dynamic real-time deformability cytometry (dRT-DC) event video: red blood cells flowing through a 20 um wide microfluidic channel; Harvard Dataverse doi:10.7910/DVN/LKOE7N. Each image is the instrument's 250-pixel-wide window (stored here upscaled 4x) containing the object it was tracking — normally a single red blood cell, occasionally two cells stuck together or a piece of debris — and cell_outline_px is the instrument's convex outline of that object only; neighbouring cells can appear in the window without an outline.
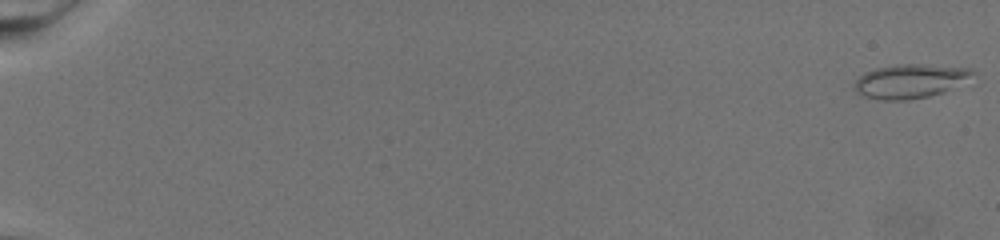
{"species": "common noctule bat (a hibernating species)", "species_latin": "Nyctalus noctula", "temperature_condition": "warm", "stored_images_in_passage": 77, "camera_frame_rate_fps": 3000, "um_per_image_px": 0.085, "animal": {"sex": "female", "body_mass_g": 19.5, "forearm_length_mm": 54.1}, "frame": {"image": 1, "passage_image": 1, "time_ms": 0.0, "image_size_px": [1000, 240], "cell_outline_px": [[976, 72], [944, 92], [928, 96], [908, 100], [880, 100], [864, 96], [856, 92], [856, 80], [864, 72], [876, 68], [896, 64], [920, 64], [972, 68]], "centroid_in_image_um": [77.32, 6.89], "position_along_channel_um": 7.7, "area_um2": 23.06}}
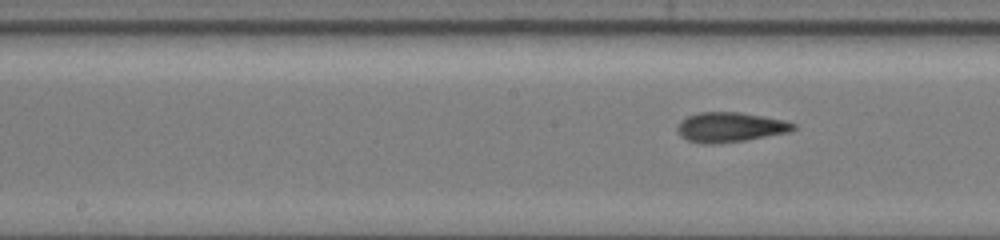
{"frame": {"image": 2, "passage_image": 43, "time_ms": 14.0, "image_size_px": [1000, 240], "cell_outline_px": [[796, 128], [792, 132], [744, 140], [712, 144], [700, 144], [688, 140], [680, 136], [676, 132], [676, 128], [680, 120], [696, 112], [740, 112], [764, 116], [784, 120], [796, 124]], "centroid_in_image_um": [62.04, 10.81], "position_along_channel_um": 186.2, "area_um2": 20.4}}
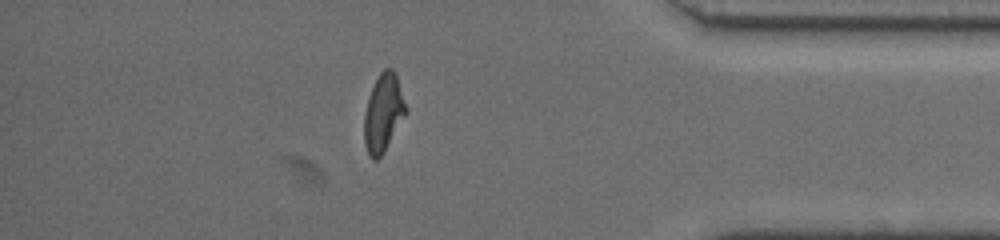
{"frame": {"image": 3, "passage_image": 68, "time_ms": 22.333, "image_size_px": [1000, 240], "cell_outline_px": [[408, 112], [384, 152], [376, 160], [372, 160], [368, 156], [364, 144], [364, 116], [368, 100], [372, 88], [380, 72], [384, 68], [392, 68], [396, 72], [408, 108]], "centroid_in_image_um": [32.61, 9.6], "position_along_channel_um": 402.6, "area_um2": 19.19}}